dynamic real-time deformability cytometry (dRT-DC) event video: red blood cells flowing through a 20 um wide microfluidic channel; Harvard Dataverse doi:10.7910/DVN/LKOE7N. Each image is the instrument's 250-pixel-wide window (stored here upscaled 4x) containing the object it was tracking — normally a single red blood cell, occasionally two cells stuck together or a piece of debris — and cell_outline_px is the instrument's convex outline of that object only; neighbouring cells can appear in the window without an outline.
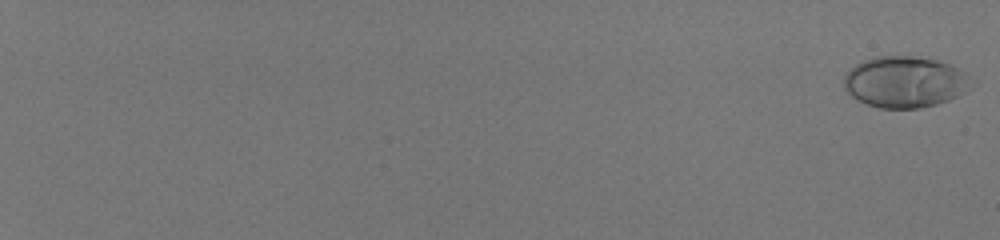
{"species": "human", "species_latin": "Homo sapiens", "temperature_condition": "room temperature", "stored_images_in_passage": 42, "camera_frame_rate_fps": 3000, "um_per_image_px": 0.085, "donor": {"sex": "male"}, "frame": {"image": 1, "passage_image": 1, "time_ms": 0.0, "image_size_px": [1000, 240], "cell_outline_px": [[976, 84], [972, 88], [948, 100], [936, 104], [920, 108], [880, 108], [868, 104], [852, 96], [844, 88], [844, 76], [856, 64], [864, 60], [876, 56], [912, 56], [936, 60], [948, 64], [972, 76]], "centroid_in_image_um": [76.97, 6.96], "position_along_channel_um": 8.0, "area_um2": 38.03}}
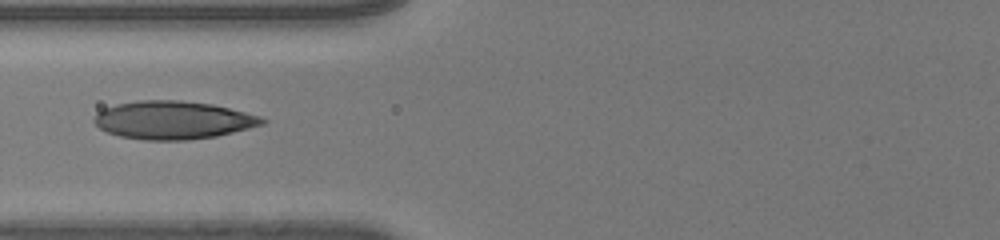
{"frame": {"image": 2, "passage_image": 31, "time_ms": 10.0, "image_size_px": [1000, 240], "cell_outline_px": [[268, 120], [264, 124], [216, 136], [188, 140], [144, 140], [120, 136], [108, 132], [100, 128], [92, 120], [96, 112], [104, 108], [116, 104], [140, 100], [180, 100], [212, 104], [260, 116]], "centroid_in_image_um": [14.68, 10.2], "position_along_channel_um": 111.1, "area_um2": 37.22}}
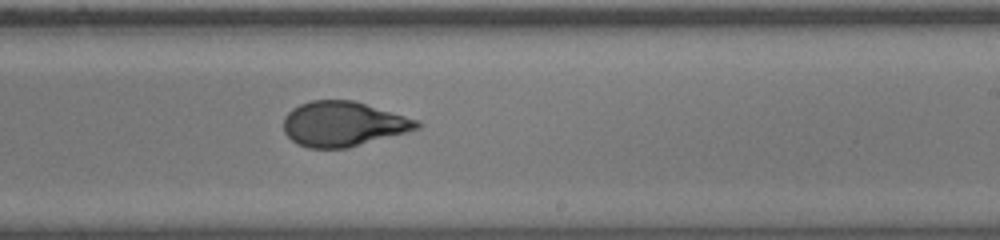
{"frame": {"image": 3, "passage_image": 42, "time_ms": 13.667, "image_size_px": [1000, 240], "cell_outline_px": [[424, 124], [420, 128], [344, 148], [308, 148], [296, 144], [284, 132], [284, 116], [292, 108], [300, 104], [312, 100], [352, 100], [420, 120]], "centroid_in_image_um": [29.15, 10.52], "position_along_channel_um": 259.8, "area_um2": 34.62}}